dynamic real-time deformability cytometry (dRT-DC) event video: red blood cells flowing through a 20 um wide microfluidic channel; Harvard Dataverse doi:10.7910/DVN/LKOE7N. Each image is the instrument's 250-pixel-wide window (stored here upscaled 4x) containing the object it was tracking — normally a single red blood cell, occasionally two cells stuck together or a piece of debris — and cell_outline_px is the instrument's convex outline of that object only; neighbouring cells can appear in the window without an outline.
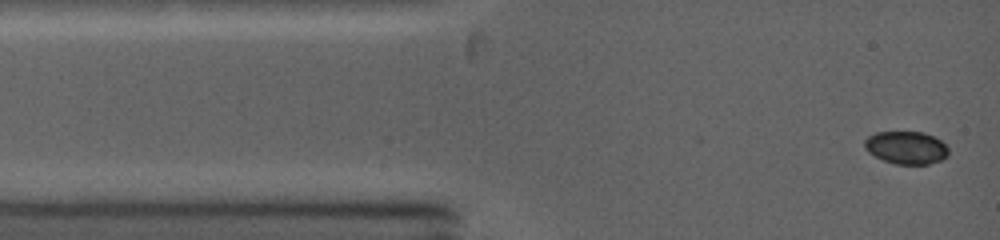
{"species": "common noctule bat (a hibernating species)", "species_latin": "Nyctalus noctula", "temperature_condition": "warm", "stored_images_in_passage": 29, "camera_frame_rate_fps": 5000, "um_per_image_px": 0.085, "animal": {"sex": "female", "body_mass_g": 19.0, "forearm_length_mm": 53.3}, "frame": {"image": 1, "passage_image": 1, "time_ms": 0.0, "image_size_px": [1000, 240], "cell_outline_px": [[948, 156], [940, 160], [928, 164], [896, 164], [884, 160], [868, 152], [864, 148], [864, 140], [868, 136], [876, 132], [924, 132], [940, 140], [948, 148]], "centroid_in_image_um": [77.01, 12.54], "position_along_channel_um": 8.0, "area_um2": 15.95}}
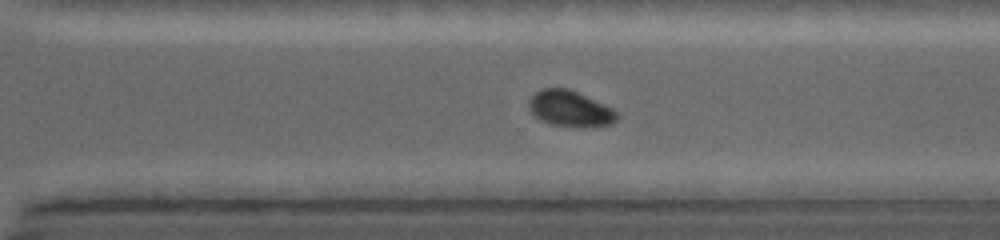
{"frame": {"image": 2, "passage_image": 17, "time_ms": 8.6, "image_size_px": [1000, 240], "cell_outline_px": [[620, 116], [612, 124], [548, 124], [540, 120], [528, 112], [528, 100], [536, 92], [544, 88], [568, 88], [604, 104], [612, 108]], "centroid_in_image_um": [48.38, 9.19], "position_along_channel_um": 322.2, "area_um2": 17.8}}
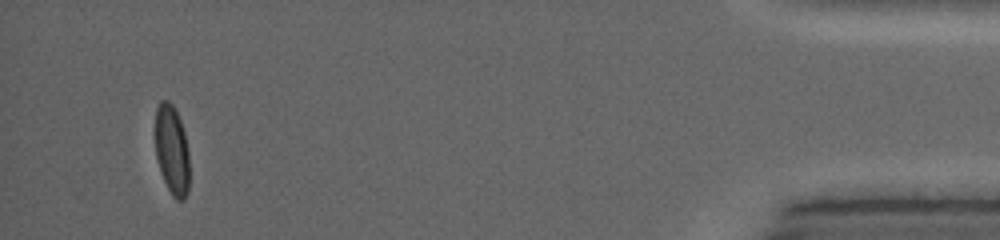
{"frame": {"image": 3, "passage_image": 26, "time_ms": 13.2, "image_size_px": [1000, 240], "cell_outline_px": [[188, 192], [184, 200], [176, 200], [172, 196], [160, 172], [156, 156], [156, 108], [160, 100], [168, 100], [172, 104], [180, 120], [184, 132], [188, 152]], "centroid_in_image_um": [14.61, 12.76], "position_along_channel_um": 420.6, "area_um2": 17.69}, "authors_computed_cell_mechanics": {"area_um2": 18.207, "velocity_mm_per_s": 4.2701, "shape_relaxation_time_tau1_ms": 2.9173, "shape_relaxation_time_tau2_ms": null, "deformation_change_tau1": 0.1219, "deformation_change_tau2": null}}